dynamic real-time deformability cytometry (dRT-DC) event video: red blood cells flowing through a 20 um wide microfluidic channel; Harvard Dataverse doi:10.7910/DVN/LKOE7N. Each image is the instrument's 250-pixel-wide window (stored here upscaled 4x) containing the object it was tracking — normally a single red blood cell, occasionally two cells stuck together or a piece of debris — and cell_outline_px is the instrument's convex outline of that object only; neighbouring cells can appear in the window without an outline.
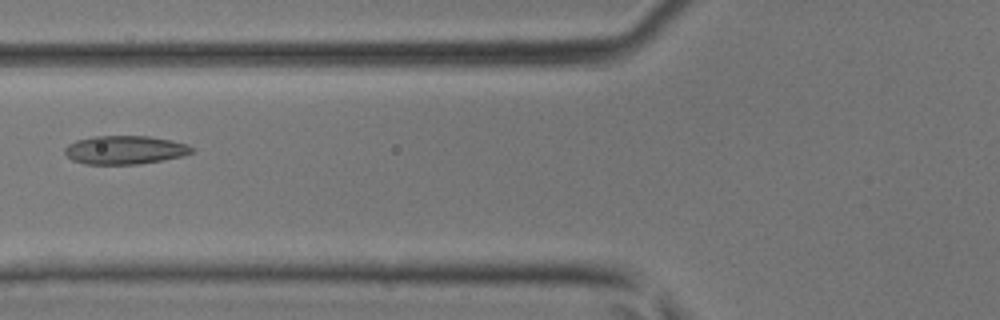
{"species": "common noctule bat (a hibernating species)", "species_latin": "Nyctalus noctula", "temperature_condition": "room temperature", "stored_images_in_passage": 46, "camera_frame_rate_fps": 3000, "um_per_image_px": 0.085, "animal": {"sex": "male", "body_mass_g": 17.9, "forearm_length_mm": 54.2}, "frame": {"image": 1, "passage_image": 19, "time_ms": 6.0, "image_size_px": [1000, 320], "cell_outline_px": [[196, 148], [192, 152], [184, 156], [140, 164], [84, 164], [72, 160], [64, 152], [64, 148], [68, 144], [76, 140], [96, 136], [148, 136], [172, 140], [188, 144]], "centroid_in_image_um": [10.64, 12.74], "position_along_channel_um": 115.2, "area_um2": 21.27}}
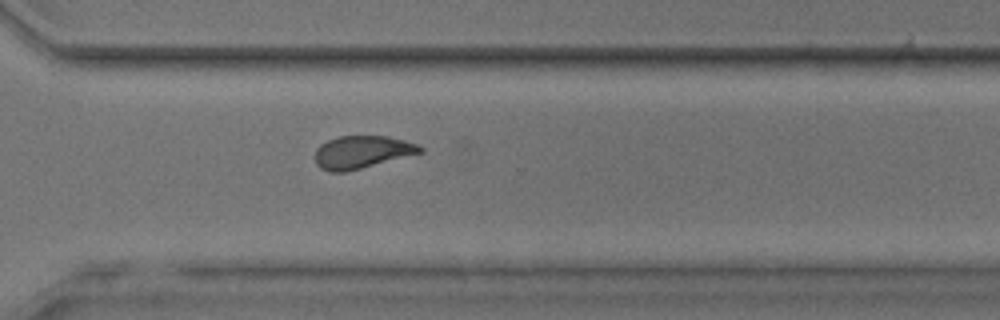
{"frame": {"image": 2, "passage_image": 34, "time_ms": 11.0, "image_size_px": [1000, 320], "cell_outline_px": [[424, 152], [344, 172], [332, 172], [320, 168], [316, 164], [316, 148], [320, 144], [328, 140], [340, 136], [388, 136], [404, 140], [416, 144], [424, 148]], "centroid_in_image_um": [30.76, 12.92], "position_along_channel_um": 339.8, "area_um2": 19.83}}
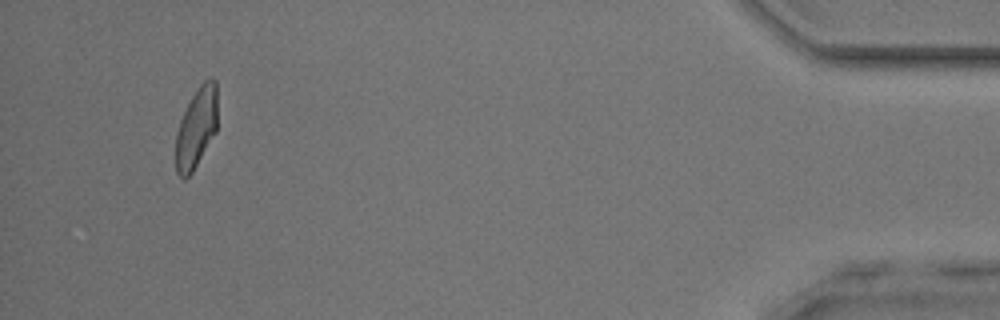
{"frame": {"image": 3, "passage_image": 44, "time_ms": 14.333, "image_size_px": [1000, 320], "cell_outline_px": [[216, 132], [192, 172], [184, 180], [176, 172], [176, 136], [180, 120], [192, 96], [200, 84], [204, 80], [212, 76], [216, 80]], "centroid_in_image_um": [16.69, 10.85], "position_along_channel_um": 418.5, "area_um2": 19.31}}